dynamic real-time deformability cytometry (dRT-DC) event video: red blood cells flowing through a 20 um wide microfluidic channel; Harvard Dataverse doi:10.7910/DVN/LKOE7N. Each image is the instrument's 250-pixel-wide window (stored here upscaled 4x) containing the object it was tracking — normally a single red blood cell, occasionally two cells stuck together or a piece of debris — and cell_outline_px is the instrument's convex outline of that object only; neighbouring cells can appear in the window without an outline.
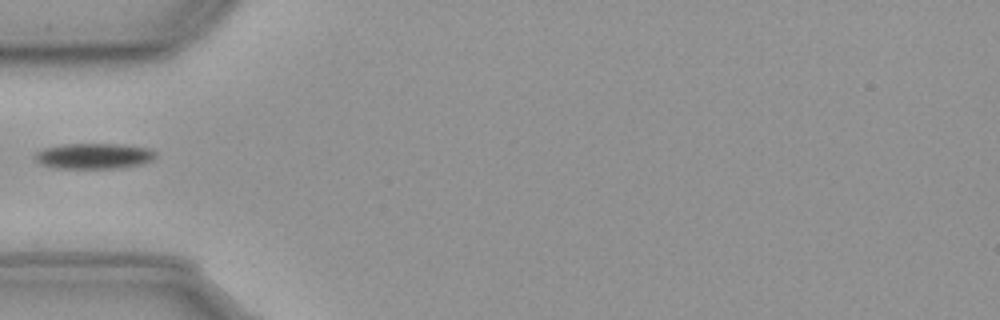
{"species": "common noctule bat (a hibernating species)", "species_latin": "Nyctalus noctula", "temperature_condition": "cold", "stored_images_in_passage": 39, "camera_frame_rate_fps": 3000, "um_per_image_px": 0.085, "animal": {"sex": "male", "body_mass_g": 23.1, "forearm_length_mm": 52.7}, "frame": {"image": 1, "passage_image": 1, "time_ms": 0.0, "image_size_px": [1000, 320], "cell_outline_px": [[156, 156], [140, 164], [116, 168], [56, 168], [44, 164], [36, 160], [36, 152], [44, 148], [64, 144], [116, 144], [148, 148], [156, 152]], "centroid_in_image_um": [7.97, 13.25], "position_along_channel_um": 77.0, "area_um2": 17.57}}
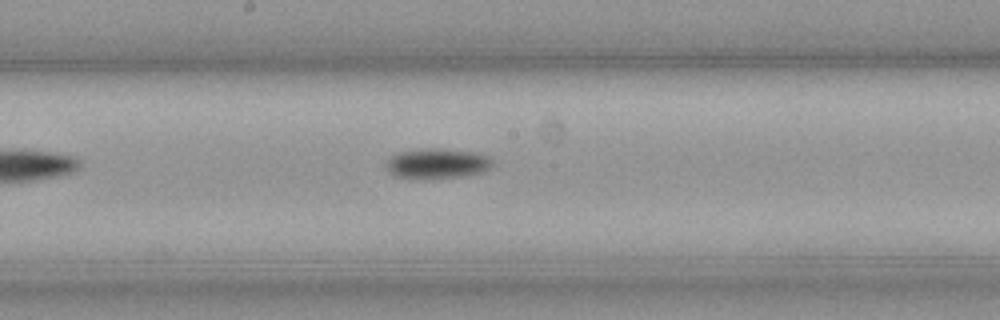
{"frame": {"image": 2, "passage_image": 12, "time_ms": 3.667, "image_size_px": [1000, 320], "cell_outline_px": [[492, 164], [488, 168], [480, 172], [468, 176], [428, 180], [412, 180], [396, 176], [388, 172], [384, 164], [392, 156], [400, 152], [428, 148], [436, 148], [472, 152], [484, 156], [492, 160]], "centroid_in_image_um": [37.08, 13.95], "position_along_channel_um": 211.1, "area_um2": 18.9}}
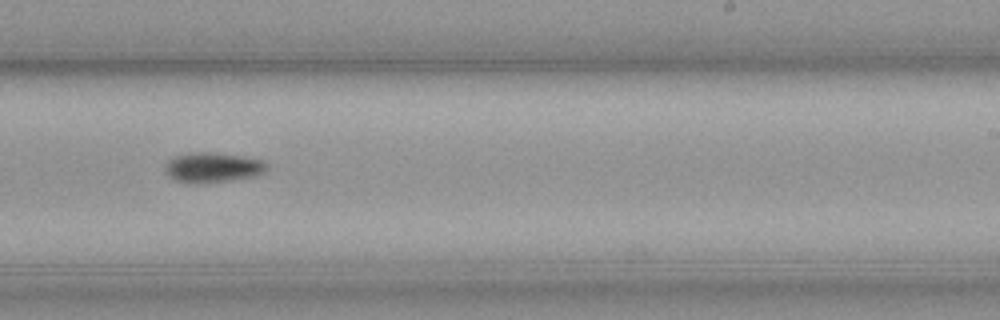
{"frame": {"image": 3, "passage_image": 17, "time_ms": 5.333, "image_size_px": [1000, 320], "cell_outline_px": [[264, 172], [248, 176], [228, 180], [176, 180], [164, 168], [168, 160], [176, 156], [192, 152], [212, 152], [240, 156], [260, 160], [264, 164]], "centroid_in_image_um": [18.05, 14.16], "position_along_channel_um": 271.0, "area_um2": 16.24}}